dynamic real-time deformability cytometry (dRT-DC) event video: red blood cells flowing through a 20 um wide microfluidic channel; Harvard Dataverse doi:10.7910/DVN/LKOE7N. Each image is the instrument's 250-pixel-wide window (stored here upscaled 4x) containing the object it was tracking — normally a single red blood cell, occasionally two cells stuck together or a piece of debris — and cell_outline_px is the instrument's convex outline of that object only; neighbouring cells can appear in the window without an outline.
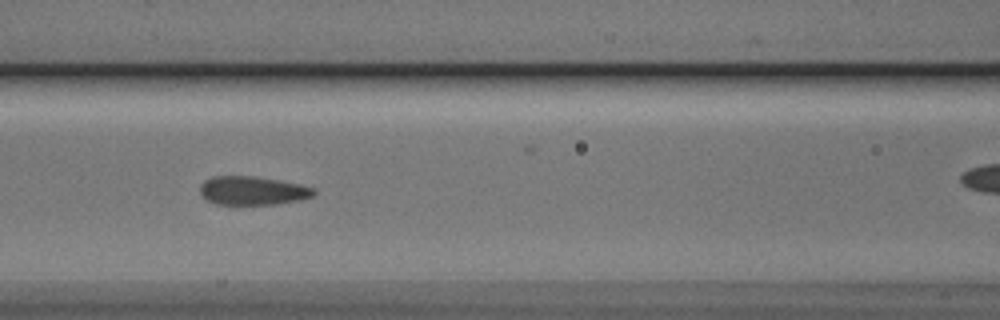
{"species": "Egyptian fruit bat (a non-hibernating species)", "species_latin": "Rousettus aegyptiacus", "temperature_condition": "cold", "stored_images_in_passage": 34, "camera_frame_rate_fps": 3000, "um_per_image_px": 0.085, "animal": {"sex": "male"}, "frame": {"image": 1, "passage_image": 12, "time_ms": 3.667, "image_size_px": [1000, 320], "cell_outline_px": [[316, 192], [312, 196], [300, 200], [276, 204], [216, 204], [208, 200], [200, 192], [200, 184], [204, 180], [212, 176], [256, 176], [300, 184], [316, 188]], "centroid_in_image_um": [21.48, 16.19], "position_along_channel_um": 145.1, "area_um2": 19.02}}
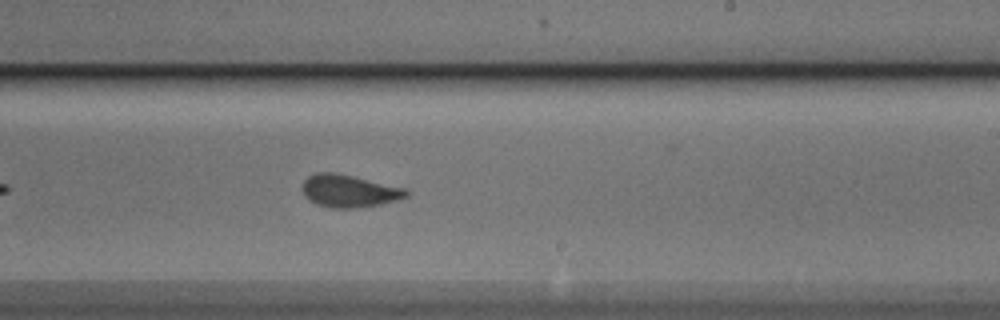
{"frame": {"image": 2, "passage_image": 21, "time_ms": 6.667, "image_size_px": [1000, 320], "cell_outline_px": [[408, 196], [396, 200], [380, 204], [356, 208], [332, 208], [316, 204], [308, 200], [304, 196], [304, 180], [308, 176], [316, 172], [332, 172], [352, 176], [404, 188], [408, 192]], "centroid_in_image_um": [29.64, 16.24], "position_along_channel_um": 259.4, "area_um2": 19.42}}
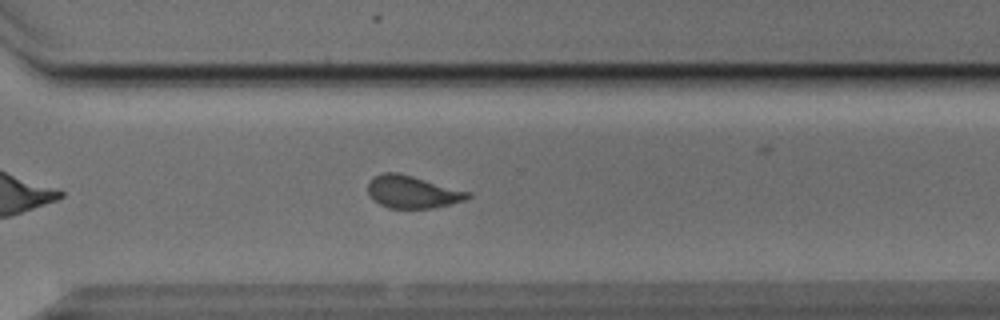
{"frame": {"image": 3, "passage_image": 27, "time_ms": 8.667, "image_size_px": [1000, 320], "cell_outline_px": [[472, 196], [464, 200], [432, 208], [388, 208], [372, 200], [368, 196], [368, 184], [376, 176], [384, 172], [396, 172], [412, 176], [472, 192]], "centroid_in_image_um": [35.05, 16.32], "position_along_channel_um": 335.5, "area_um2": 18.79}}